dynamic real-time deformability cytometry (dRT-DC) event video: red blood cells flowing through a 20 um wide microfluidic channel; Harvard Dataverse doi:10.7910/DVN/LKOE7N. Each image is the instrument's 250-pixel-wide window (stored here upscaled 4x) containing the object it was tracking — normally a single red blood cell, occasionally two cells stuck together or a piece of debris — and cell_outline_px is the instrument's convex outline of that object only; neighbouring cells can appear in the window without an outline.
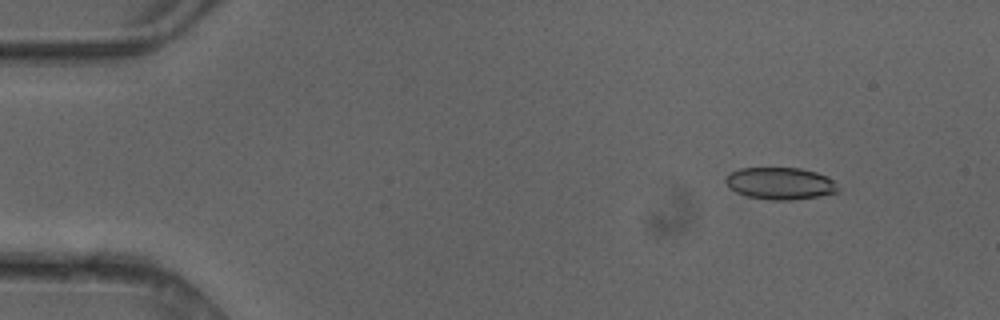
{"species": "common noctule bat (a hibernating species)", "species_latin": "Nyctalus noctula", "temperature_condition": "cold", "stored_images_in_passage": 4, "camera_frame_rate_fps": 3000, "um_per_image_px": 0.085, "animal": {"sex": "female"}, "frame": {"image": 1, "passage_image": 2, "time_ms": 0.333, "image_size_px": [1000, 320], "cell_outline_px": [[840, 188], [836, 192], [816, 196], [792, 200], [772, 200], [748, 196], [736, 192], [728, 188], [724, 180], [732, 172], [740, 168], [800, 168], [816, 172], [828, 176]], "centroid_in_image_um": [66.31, 15.58], "position_along_channel_um": 18.7, "area_um2": 20.87}}